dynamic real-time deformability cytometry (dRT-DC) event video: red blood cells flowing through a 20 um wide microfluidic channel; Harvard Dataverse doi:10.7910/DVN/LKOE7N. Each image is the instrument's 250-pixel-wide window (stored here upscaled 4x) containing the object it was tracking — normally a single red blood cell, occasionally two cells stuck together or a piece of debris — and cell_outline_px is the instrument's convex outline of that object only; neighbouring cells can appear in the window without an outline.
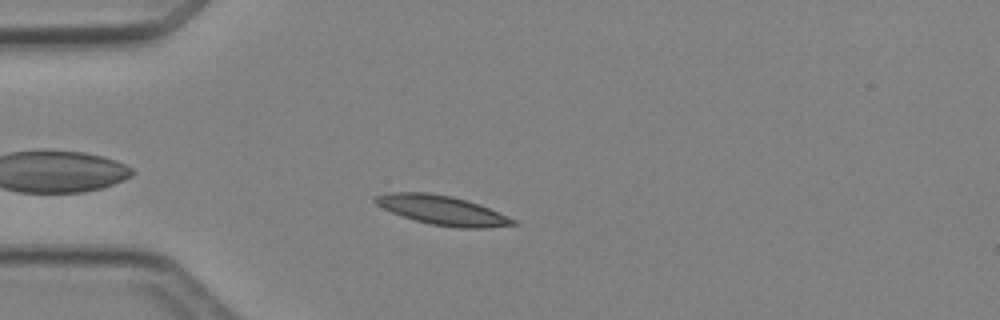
{"species": "Egyptian fruit bat (a non-hibernating species)", "species_latin": "Rousettus aegyptiacus", "temperature_condition": "cold", "stored_images_in_passage": 6, "camera_frame_rate_fps": 3000, "um_per_image_px": 0.085, "animal": {"sex": "female"}, "frame": {"image": 1, "passage_image": 5, "time_ms": 5.667, "image_size_px": [1000, 320], "cell_outline_px": [[520, 224], [488, 228], [460, 228], [432, 224], [416, 220], [392, 212], [376, 204], [372, 200], [372, 196], [388, 192], [428, 192], [452, 196], [468, 200], [480, 204], [508, 216], [516, 220]], "centroid_in_image_um": [37.61, 17.86], "position_along_channel_um": 47.4, "area_um2": 23.64}}